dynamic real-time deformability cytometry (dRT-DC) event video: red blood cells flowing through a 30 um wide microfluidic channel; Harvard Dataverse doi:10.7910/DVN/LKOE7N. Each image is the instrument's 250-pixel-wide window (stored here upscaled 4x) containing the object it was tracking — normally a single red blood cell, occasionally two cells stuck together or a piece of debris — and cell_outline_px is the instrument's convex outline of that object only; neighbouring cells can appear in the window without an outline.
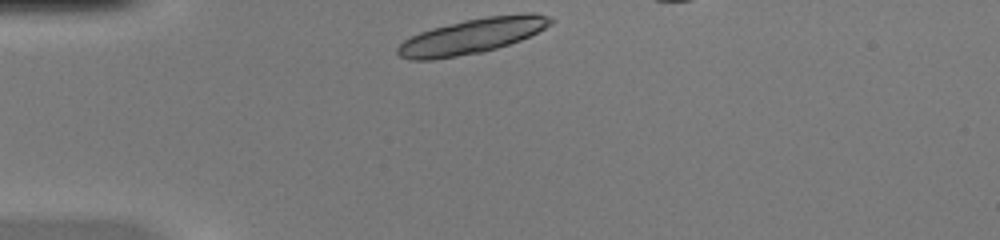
{"species": "common noctule bat (a hibernating species)", "species_latin": "Nyctalus noctula", "temperature_condition": "warm", "stored_images_in_passage": 33, "camera_frame_rate_fps": 3000, "um_per_image_px": 0.085, "animal": {"sex": "female", "body_mass_g": 20.0, "forearm_length_mm": 54.0}, "frame": {"image": 1, "passage_image": 1, "time_ms": 0.0, "image_size_px": [1000, 240], "cell_outline_px": [[556, 20], [552, 24], [520, 40], [484, 52], [432, 60], [408, 60], [400, 56], [396, 52], [396, 48], [404, 40], [420, 32], [432, 28], [464, 20], [488, 16], [524, 12], [536, 12], [552, 16]], "centroid_in_image_um": [40.16, 3.05], "position_along_channel_um": 44.8, "area_um2": 31.56}}